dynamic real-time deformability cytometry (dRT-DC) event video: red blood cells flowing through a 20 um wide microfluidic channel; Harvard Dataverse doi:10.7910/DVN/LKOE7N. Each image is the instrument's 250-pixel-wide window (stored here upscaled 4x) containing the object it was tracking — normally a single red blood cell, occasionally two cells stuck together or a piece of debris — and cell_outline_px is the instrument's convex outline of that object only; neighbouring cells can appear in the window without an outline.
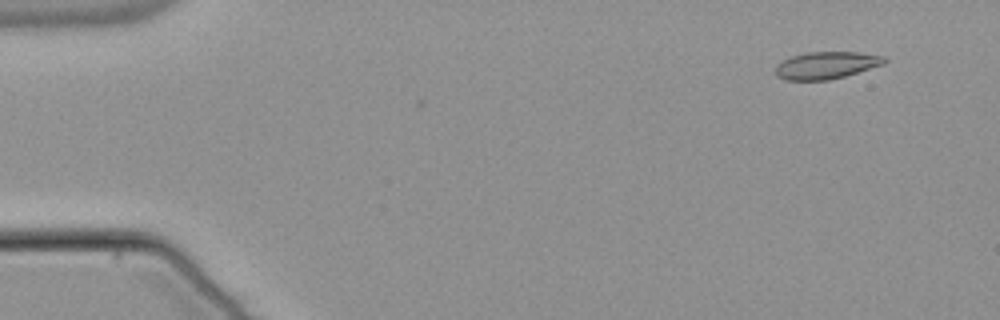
{"species": "common noctule bat (a hibernating species)", "species_latin": "Nyctalus noctula", "temperature_condition": "warm", "stored_images_in_passage": 4, "camera_frame_rate_fps": 3000, "um_per_image_px": 0.085, "animal": {"sex": "male", "body_mass_g": 21.5, "forearm_length_mm": 52.0}, "frame": {"image": 1, "passage_image": 2, "time_ms": 0.333, "image_size_px": [1000, 320], "cell_outline_px": [[888, 60], [884, 64], [844, 76], [828, 80], [784, 80], [776, 76], [776, 64], [792, 56], [808, 52], [856, 52], [884, 56]], "centroid_in_image_um": [70.22, 5.55], "position_along_channel_um": 14.8, "area_um2": 17.17}}